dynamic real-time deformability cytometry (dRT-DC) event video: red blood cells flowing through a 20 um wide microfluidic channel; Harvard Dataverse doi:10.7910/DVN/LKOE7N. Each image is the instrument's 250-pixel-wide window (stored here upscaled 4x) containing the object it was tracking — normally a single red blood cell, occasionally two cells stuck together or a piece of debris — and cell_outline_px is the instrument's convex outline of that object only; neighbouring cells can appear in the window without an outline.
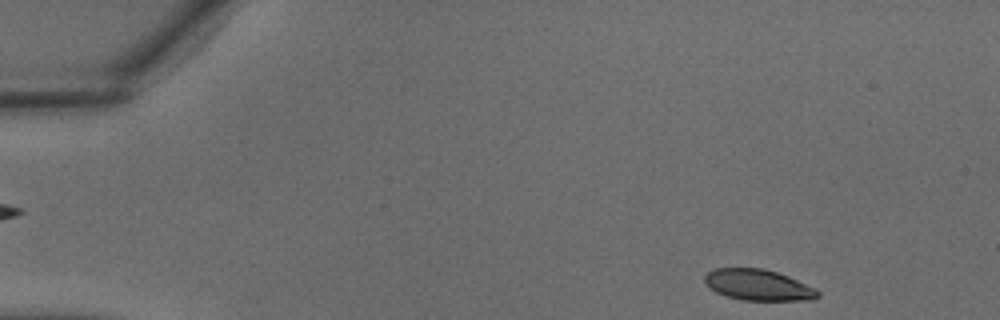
{"species": "common noctule bat (a hibernating species)", "species_latin": "Nyctalus noctula", "temperature_condition": "warm", "stored_images_in_passage": 33, "camera_frame_rate_fps": 3000, "um_per_image_px": 0.085, "animal": {"sex": "male", "body_mass_g": 18.8}, "frame": {"image": 1, "passage_image": 1, "time_ms": 0.0, "image_size_px": [1000, 320], "cell_outline_px": [[820, 296], [812, 300], [744, 300], [728, 296], [716, 292], [704, 280], [704, 276], [708, 272], [716, 268], [764, 268], [788, 276], [816, 288], [820, 292]], "centroid_in_image_um": [64.49, 24.22], "position_along_channel_um": 20.5, "area_um2": 20.29}}
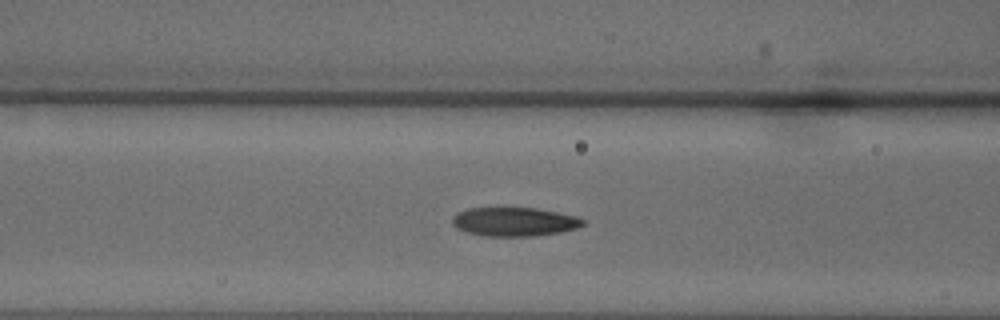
{"frame": {"image": 2, "passage_image": 12, "time_ms": 3.667, "image_size_px": [1000, 320], "cell_outline_px": [[584, 224], [576, 228], [560, 232], [532, 236], [488, 236], [468, 232], [456, 228], [452, 224], [452, 216], [456, 212], [468, 208], [536, 208], [576, 216], [584, 220]], "centroid_in_image_um": [43.68, 18.84], "position_along_channel_um": 122.9, "area_um2": 21.85}}
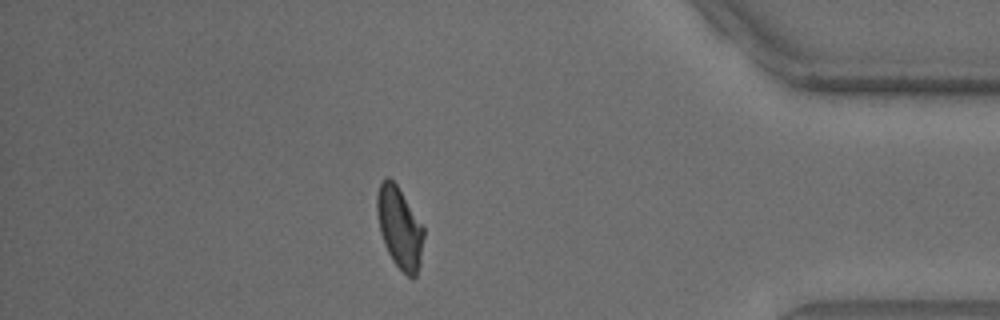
{"frame": {"image": 3, "passage_image": 29, "time_ms": 9.333, "image_size_px": [1000, 320], "cell_outline_px": [[424, 236], [420, 264], [416, 276], [412, 280], [392, 260], [384, 244], [380, 232], [376, 212], [376, 196], [380, 184], [384, 176], [388, 176], [396, 184], [424, 228]], "centroid_in_image_um": [33.95, 19.36], "position_along_channel_um": 401.3, "area_um2": 22.08}}